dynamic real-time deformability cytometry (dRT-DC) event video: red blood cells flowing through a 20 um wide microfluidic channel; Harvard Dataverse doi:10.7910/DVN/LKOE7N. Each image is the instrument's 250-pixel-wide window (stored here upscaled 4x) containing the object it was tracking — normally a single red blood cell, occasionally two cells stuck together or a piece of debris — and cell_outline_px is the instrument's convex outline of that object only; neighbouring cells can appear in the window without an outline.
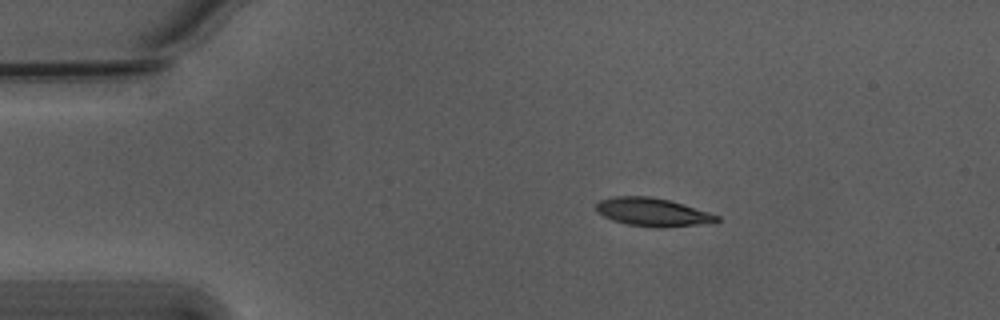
{"species": "Egyptian fruit bat (a non-hibernating species)", "species_latin": "Rousettus aegyptiacus", "temperature_condition": "warm", "stored_images_in_passage": 55, "camera_frame_rate_fps": 3000, "um_per_image_px": 0.085, "animal": {"sex": "male"}, "frame": {"image": 1, "passage_image": 10, "time_ms": 3.0, "image_size_px": [1000, 320], "cell_outline_px": [[720, 220], [696, 224], [660, 228], [656, 228], [628, 224], [612, 220], [604, 216], [596, 208], [596, 204], [600, 200], [616, 196], [652, 196], [668, 200], [708, 212], [720, 216]], "centroid_in_image_um": [55.44, 18.02], "position_along_channel_um": 29.6, "area_um2": 19.42}}
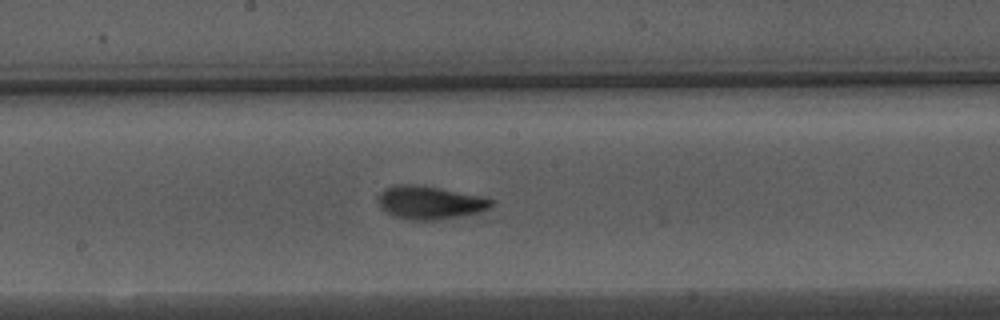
{"frame": {"image": 2, "passage_image": 29, "time_ms": 9.333, "image_size_px": [1000, 320], "cell_outline_px": [[496, 204], [488, 208], [476, 212], [436, 220], [404, 220], [392, 216], [380, 208], [376, 200], [380, 192], [384, 188], [396, 184], [412, 184], [436, 188], [480, 196], [496, 200]], "centroid_in_image_um": [36.45, 17.22], "position_along_channel_um": 211.7, "area_um2": 21.85}}
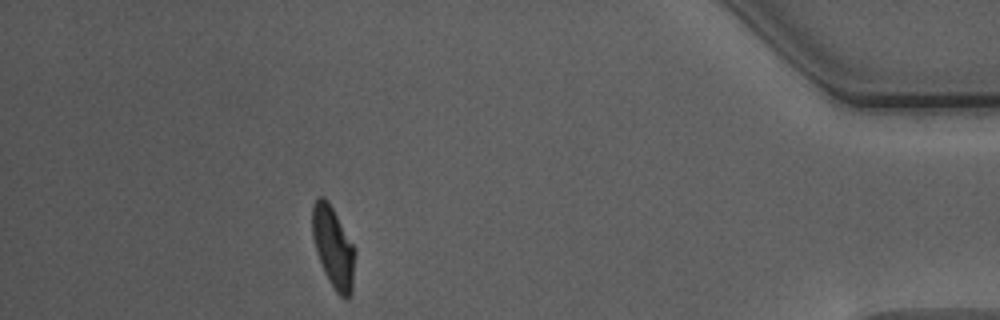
{"frame": {"image": 3, "passage_image": 49, "time_ms": 16.0, "image_size_px": [1000, 320], "cell_outline_px": [[356, 252], [352, 292], [344, 300], [336, 292], [328, 280], [324, 272], [316, 252], [312, 236], [312, 204], [320, 196], [324, 196], [332, 208], [356, 248]], "centroid_in_image_um": [28.34, 21.04], "position_along_channel_um": 406.9, "area_um2": 20.35}, "authors_computed_cell_mechanics": {"area_um2": 20.4612, "velocity_mm_per_s": 3.7547, "shape_relaxation_time_tau1_ms": 3.4353, "shape_relaxation_time_tau2_ms": 1.1977, "deformation_change_tau1": 0.1674, "deformation_change_tau2": 0.0821}}